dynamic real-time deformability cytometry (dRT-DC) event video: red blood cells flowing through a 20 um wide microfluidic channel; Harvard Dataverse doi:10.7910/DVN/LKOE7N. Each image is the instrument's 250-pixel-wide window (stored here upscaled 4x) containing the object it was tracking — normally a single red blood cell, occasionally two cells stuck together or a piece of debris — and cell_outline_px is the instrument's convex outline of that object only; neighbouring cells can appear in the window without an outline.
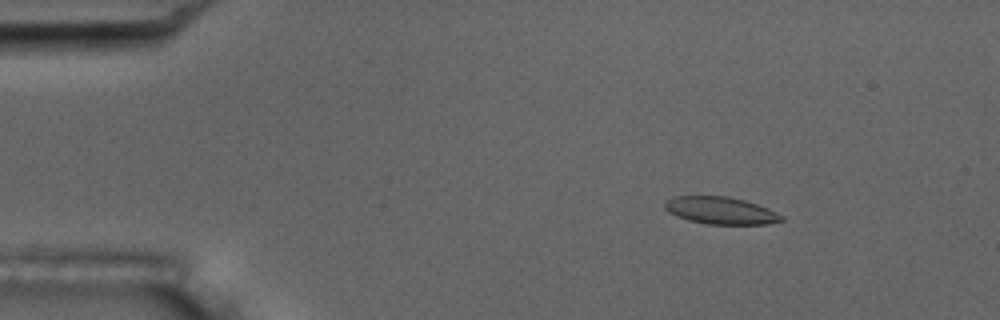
{"species": "common noctule bat (a hibernating species)", "species_latin": "Nyctalus noctula", "temperature_condition": "room temperature", "stored_images_in_passage": 8, "camera_frame_rate_fps": 3000, "um_per_image_px": 0.085, "animal": {"sex": "male", "body_mass_g": 17.5, "forearm_length_mm": 52.3}, "frame": {"image": 1, "passage_image": 3, "time_ms": 0.667, "image_size_px": [1000, 320], "cell_outline_px": [[784, 220], [768, 224], [708, 224], [688, 220], [676, 216], [668, 212], [664, 208], [664, 200], [672, 196], [728, 196], [744, 200], [768, 208], [784, 216]], "centroid_in_image_um": [61.22, 17.89], "position_along_channel_um": 23.8, "area_um2": 18.67}}